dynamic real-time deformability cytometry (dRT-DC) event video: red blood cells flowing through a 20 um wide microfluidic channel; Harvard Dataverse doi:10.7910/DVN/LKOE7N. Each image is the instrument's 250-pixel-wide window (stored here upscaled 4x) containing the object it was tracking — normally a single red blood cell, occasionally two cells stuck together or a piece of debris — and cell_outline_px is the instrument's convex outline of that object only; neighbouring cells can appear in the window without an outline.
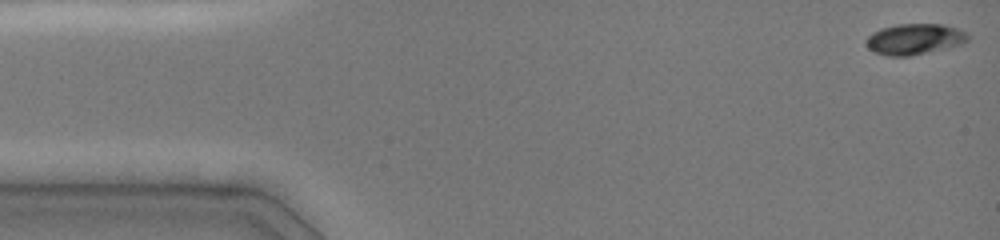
{"species": "common noctule bat (a hibernating species)", "species_latin": "Nyctalus noctula", "temperature_condition": "cold", "stored_images_in_passage": 32, "camera_frame_rate_fps": 3000, "um_per_image_px": 0.085, "animal": {"sex": "female", "body_mass_g": 19.0, "forearm_length_mm": 51.5}, "frame": {"image": 1, "passage_image": 1, "time_ms": 0.0, "image_size_px": [1000, 240], "cell_outline_px": [[972, 36], [964, 44], [948, 48], [908, 56], [888, 56], [872, 52], [864, 44], [864, 40], [872, 32], [880, 28], [896, 24], [944, 24], [956, 28]], "centroid_in_image_um": [77.71, 3.33], "position_along_channel_um": 7.3, "area_um2": 18.67}}
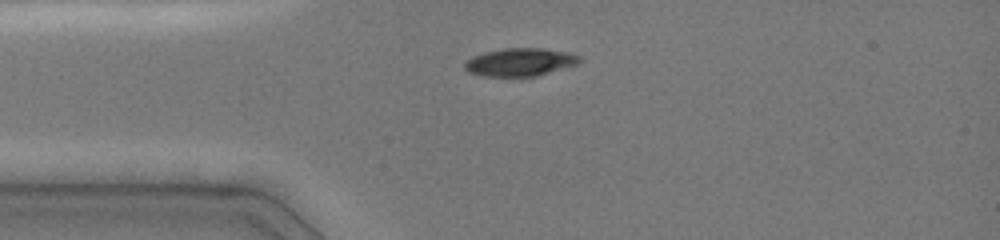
{"frame": {"image": 2, "passage_image": 17, "time_ms": 3.333, "image_size_px": [1000, 240], "cell_outline_px": [[580, 60], [576, 64], [536, 76], [484, 76], [468, 72], [464, 68], [464, 64], [472, 56], [484, 52], [504, 48], [544, 48], [568, 52], [580, 56]], "centroid_in_image_um": [44.17, 5.27], "position_along_channel_um": 40.8, "area_um2": 18.55}}
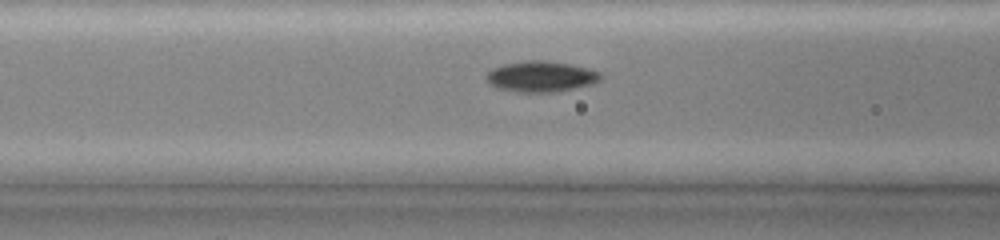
{"frame": {"image": 3, "passage_image": 28, "time_ms": 5.667, "image_size_px": [1000, 240], "cell_outline_px": [[604, 76], [596, 84], [552, 92], [516, 92], [496, 88], [484, 80], [484, 76], [492, 68], [504, 64], [528, 60], [544, 60], [568, 64], [600, 72]], "centroid_in_image_um": [45.95, 6.51], "position_along_channel_um": 120.6, "area_um2": 20.63}}